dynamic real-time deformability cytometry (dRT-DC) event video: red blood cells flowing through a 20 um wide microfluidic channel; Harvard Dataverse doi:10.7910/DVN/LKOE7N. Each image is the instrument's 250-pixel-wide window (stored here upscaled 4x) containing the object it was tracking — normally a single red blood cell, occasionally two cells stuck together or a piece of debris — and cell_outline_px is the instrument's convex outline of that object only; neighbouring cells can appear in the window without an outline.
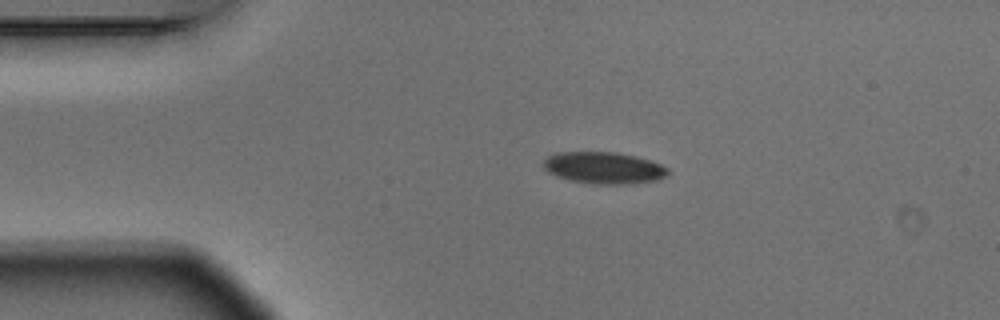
{"species": "Egyptian fruit bat (a non-hibernating species)", "species_latin": "Rousettus aegyptiacus", "temperature_condition": "warm", "stored_images_in_passage": 3, "camera_frame_rate_fps": 3000, "um_per_image_px": 0.085, "animal": {"sex": "male"}, "frame": {"image": 1, "passage_image": 2, "time_ms": 0.333, "image_size_px": [1000, 320], "cell_outline_px": [[668, 172], [664, 176], [656, 180], [616, 184], [596, 184], [572, 180], [556, 176], [548, 172], [544, 168], [544, 160], [548, 156], [556, 152], [616, 152], [636, 156], [660, 164], [668, 168]], "centroid_in_image_um": [51.28, 14.25], "position_along_channel_um": 33.7, "area_um2": 22.66}}